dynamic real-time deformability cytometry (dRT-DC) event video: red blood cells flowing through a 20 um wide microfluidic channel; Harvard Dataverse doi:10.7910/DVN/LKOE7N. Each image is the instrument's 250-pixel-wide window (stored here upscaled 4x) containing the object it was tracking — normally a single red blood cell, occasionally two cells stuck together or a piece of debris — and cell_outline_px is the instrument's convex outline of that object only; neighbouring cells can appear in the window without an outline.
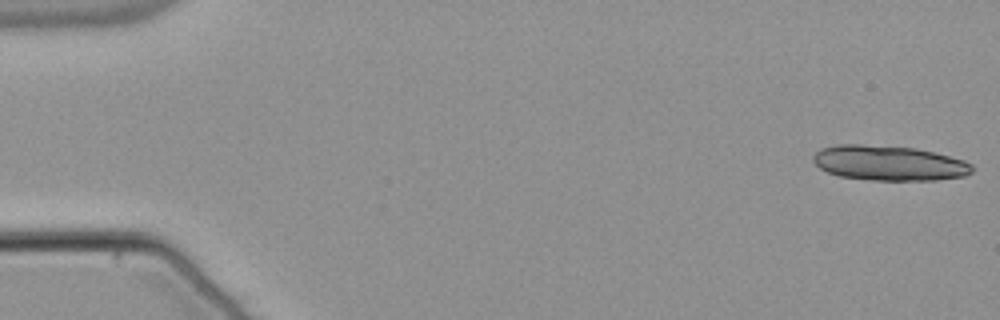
{"species": "common noctule bat (a hibernating species)", "species_latin": "Nyctalus noctula", "temperature_condition": "warm", "stored_images_in_passage": 16, "camera_frame_rate_fps": 3000, "um_per_image_px": 0.085, "animal": {"sex": "male", "body_mass_g": 21.5, "forearm_length_mm": 52.0}, "frame": {"image": 1, "passage_image": 1, "time_ms": 0.0, "image_size_px": [1000, 320], "cell_outline_px": [[976, 168], [972, 172], [964, 176], [936, 180], [868, 180], [840, 176], [828, 172], [820, 168], [812, 160], [812, 156], [820, 148], [836, 144], [860, 144], [916, 148], [964, 160], [972, 164]], "centroid_in_image_um": [75.56, 13.86], "position_along_channel_um": 9.4, "area_um2": 32.54}}